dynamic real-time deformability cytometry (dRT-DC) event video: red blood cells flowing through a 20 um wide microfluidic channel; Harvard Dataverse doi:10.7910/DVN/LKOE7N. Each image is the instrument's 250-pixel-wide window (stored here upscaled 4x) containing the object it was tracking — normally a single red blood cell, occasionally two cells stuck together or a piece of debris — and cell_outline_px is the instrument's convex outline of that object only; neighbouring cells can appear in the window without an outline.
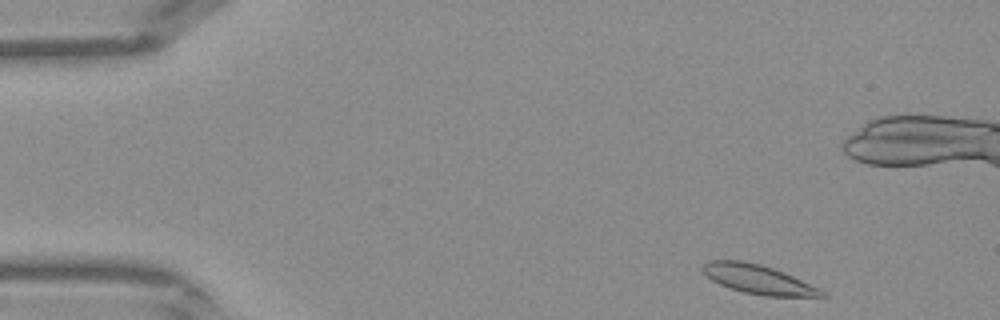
{"species": "Egyptian fruit bat (a non-hibernating species)", "species_latin": "Rousettus aegyptiacus", "temperature_condition": "warm", "stored_images_in_passage": 40, "camera_frame_rate_fps": 3000, "um_per_image_px": 0.085, "frame": {"image": 1, "passage_image": 2, "time_ms": 0.333, "image_size_px": [1000, 320], "cell_outline_px": [[828, 296], [764, 296], [744, 292], [720, 284], [712, 280], [700, 268], [708, 260], [740, 260], [760, 264], [784, 272], [820, 288], [828, 292]], "centroid_in_image_um": [64.48, 23.74], "position_along_channel_um": 20.5, "area_um2": 20.06}}
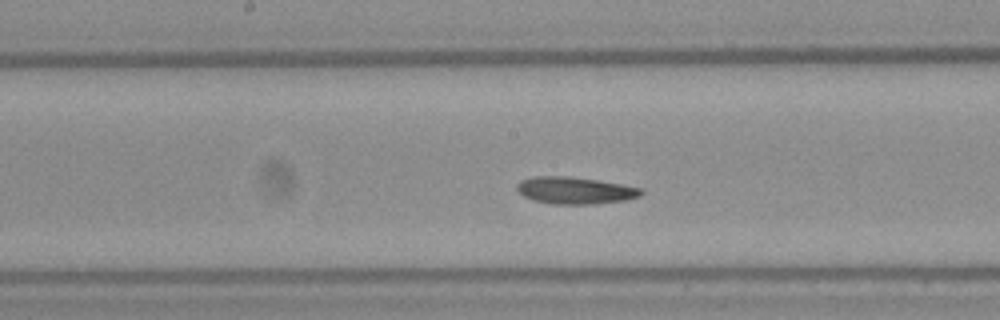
{"frame": {"image": 2, "passage_image": 19, "time_ms": 6.0, "image_size_px": [1000, 320], "cell_outline_px": [[644, 192], [640, 196], [624, 200], [592, 204], [552, 204], [532, 200], [524, 196], [516, 188], [516, 184], [520, 180], [532, 176], [568, 176], [600, 180], [640, 188]], "centroid_in_image_um": [48.84, 16.18], "position_along_channel_um": 199.4, "area_um2": 19.59}}
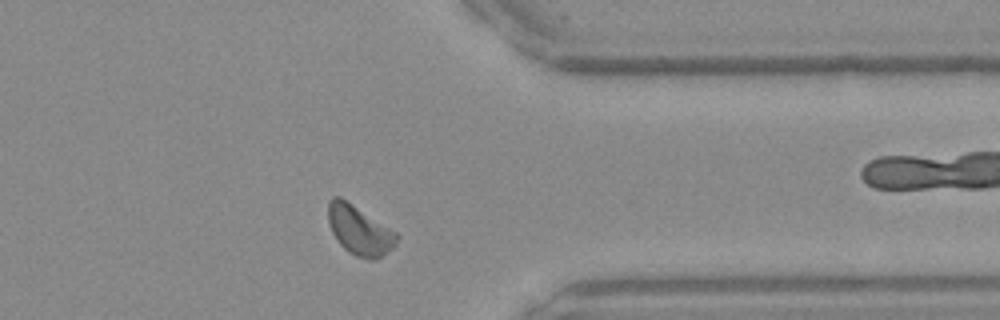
{"frame": {"image": 3, "passage_image": 31, "time_ms": 10.0, "image_size_px": [1000, 320], "cell_outline_px": [[400, 236], [396, 244], [392, 248], [380, 256], [372, 260], [356, 256], [348, 252], [340, 244], [332, 232], [328, 220], [328, 204], [332, 196], [340, 196], [396, 232]], "centroid_in_image_um": [30.54, 19.56], "position_along_channel_um": 380.9, "area_um2": 19.48}}